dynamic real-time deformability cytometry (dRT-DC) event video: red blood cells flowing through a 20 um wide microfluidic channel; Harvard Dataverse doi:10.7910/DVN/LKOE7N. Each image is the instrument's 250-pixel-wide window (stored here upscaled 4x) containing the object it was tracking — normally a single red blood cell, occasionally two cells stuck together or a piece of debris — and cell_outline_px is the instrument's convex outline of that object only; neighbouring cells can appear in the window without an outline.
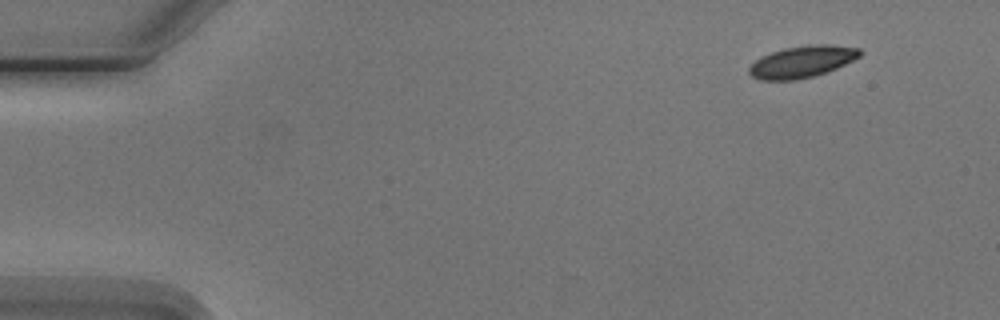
{"species": "Egyptian fruit bat (a non-hibernating species)", "species_latin": "Rousettus aegyptiacus", "temperature_condition": "cold", "stored_images_in_passage": 4, "camera_frame_rate_fps": 3000, "um_per_image_px": 0.085, "animal": {"sex": "male"}, "frame": {"image": 1, "passage_image": 1, "time_ms": 0.0, "image_size_px": [1000, 320], "cell_outline_px": [[864, 52], [860, 56], [836, 68], [812, 76], [796, 80], [760, 80], [752, 76], [748, 72], [748, 68], [760, 56], [784, 48], [808, 44], [832, 44], [860, 48]], "centroid_in_image_um": [68.18, 5.23], "position_along_channel_um": 16.8, "area_um2": 20.52}}
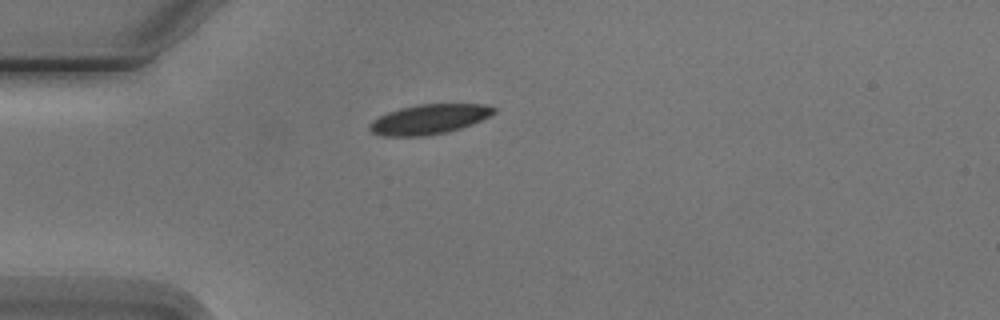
{"frame": {"image": 2, "passage_image": 4, "time_ms": 3.333, "image_size_px": [1000, 320], "cell_outline_px": [[496, 112], [472, 124], [448, 132], [420, 136], [384, 136], [372, 132], [368, 128], [368, 124], [372, 120], [388, 112], [400, 108], [416, 104], [488, 104], [496, 108]], "centroid_in_image_um": [36.46, 10.13], "position_along_channel_um": 48.5, "area_um2": 21.56}}